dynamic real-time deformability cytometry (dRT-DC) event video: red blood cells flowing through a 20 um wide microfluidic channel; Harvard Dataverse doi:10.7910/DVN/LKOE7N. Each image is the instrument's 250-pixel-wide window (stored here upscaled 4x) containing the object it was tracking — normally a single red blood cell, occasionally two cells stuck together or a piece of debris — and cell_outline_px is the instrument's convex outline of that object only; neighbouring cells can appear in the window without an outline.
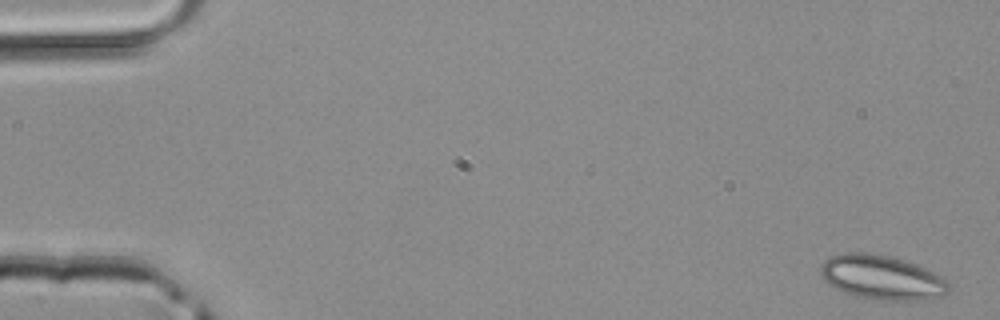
{"species": "common noctule bat (a hibernating species)", "species_latin": "Nyctalus noctula", "temperature_condition": "room temperature", "stored_images_in_passage": 14, "camera_frame_rate_fps": 3000, "um_per_image_px": 0.085, "animal": {"sex": "male", "body_mass_g": 20.4}, "frame": {"image": 1, "passage_image": 1, "time_ms": 0.0, "image_size_px": [1000, 320], "cell_outline_px": [[948, 292], [936, 296], [916, 300], [880, 300], [856, 296], [844, 292], [828, 284], [824, 280], [820, 272], [820, 264], [824, 260], [832, 256], [844, 252], [864, 252], [892, 256], [916, 264], [948, 280]], "centroid_in_image_um": [74.9, 23.56], "position_along_channel_um": 10.1, "area_um2": 32.89}}